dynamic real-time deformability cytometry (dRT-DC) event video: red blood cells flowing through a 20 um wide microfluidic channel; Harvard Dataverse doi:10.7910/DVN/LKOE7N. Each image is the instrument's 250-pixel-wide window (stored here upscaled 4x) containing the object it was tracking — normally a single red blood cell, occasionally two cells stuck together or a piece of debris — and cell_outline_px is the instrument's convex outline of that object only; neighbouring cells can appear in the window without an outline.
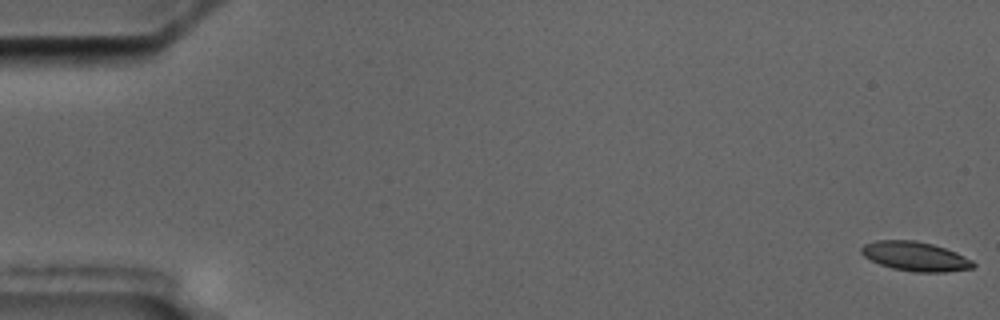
{"species": "common noctule bat (a hibernating species)", "species_latin": "Nyctalus noctula", "temperature_condition": "cold", "stored_images_in_passage": 6, "camera_frame_rate_fps": 3000, "um_per_image_px": 0.085, "animal": {"sex": "male", "body_mass_g": 17.5, "forearm_length_mm": 52.3}, "frame": {"image": 1, "passage_image": 1, "time_ms": 0.0, "image_size_px": [1000, 320], "cell_outline_px": [[976, 264], [972, 268], [944, 272], [916, 272], [892, 268], [880, 264], [864, 256], [860, 252], [860, 248], [864, 244], [876, 240], [916, 240], [932, 244], [956, 252], [972, 260]], "centroid_in_image_um": [77.79, 21.78], "position_along_channel_um": 7.2, "area_um2": 19.02}}
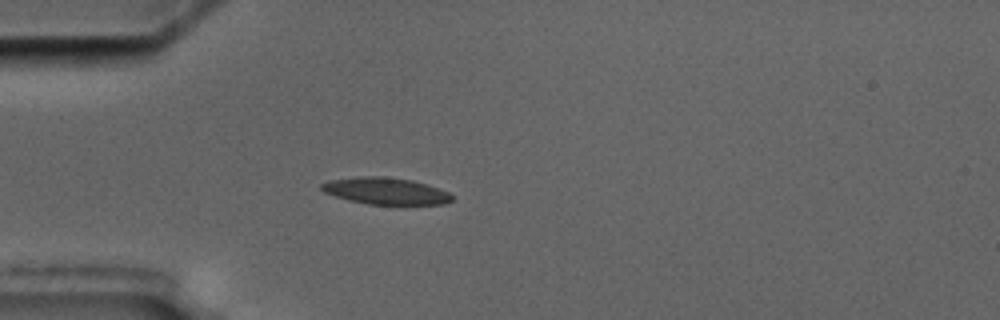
{"frame": {"image": 2, "passage_image": 5, "time_ms": 5.333, "image_size_px": [1000, 320], "cell_outline_px": [[452, 200], [444, 204], [368, 204], [348, 200], [324, 192], [320, 188], [320, 184], [328, 180], [360, 176], [384, 176], [412, 180], [428, 184], [448, 192], [452, 196]], "centroid_in_image_um": [32.76, 16.22], "position_along_channel_um": 52.2, "area_um2": 20.35}}